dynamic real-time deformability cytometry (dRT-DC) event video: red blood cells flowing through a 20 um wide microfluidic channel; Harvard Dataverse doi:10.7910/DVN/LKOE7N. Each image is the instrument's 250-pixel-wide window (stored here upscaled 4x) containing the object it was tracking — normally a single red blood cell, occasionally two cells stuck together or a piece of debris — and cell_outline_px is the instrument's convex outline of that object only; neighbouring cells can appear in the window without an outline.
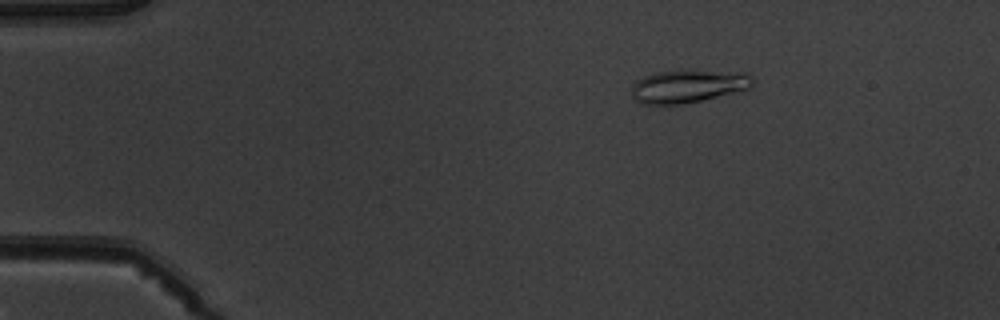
{"species": "common noctule bat (a hibernating species)", "species_latin": "Nyctalus noctula", "temperature_condition": "warm", "stored_images_in_passage": 3, "camera_frame_rate_fps": 3000, "um_per_image_px": 0.085, "animal": {"sex": "male", "body_mass_g": 19.5, "forearm_length_mm": 54.6}, "frame": {"image": 1, "passage_image": 1, "time_ms": 0.0, "image_size_px": [1000, 320], "cell_outline_px": [[752, 88], [684, 104], [644, 104], [636, 100], [632, 96], [632, 84], [636, 80], [644, 76], [656, 72], [688, 68], [748, 72], [752, 76]], "centroid_in_image_um": [58.52, 7.27], "position_along_channel_um": 26.5, "area_um2": 23.99}}